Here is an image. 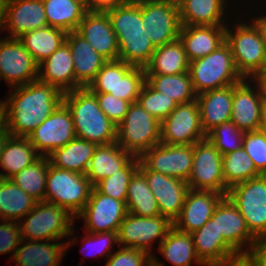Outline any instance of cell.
<instances>
[{
    "label": "cell",
    "mask_w": 266,
    "mask_h": 266,
    "mask_svg": "<svg viewBox=\"0 0 266 266\" xmlns=\"http://www.w3.org/2000/svg\"><path fill=\"white\" fill-rule=\"evenodd\" d=\"M10 90L4 102L12 136L28 137L63 102L64 93L39 79Z\"/></svg>",
    "instance_id": "1"
},
{
    "label": "cell",
    "mask_w": 266,
    "mask_h": 266,
    "mask_svg": "<svg viewBox=\"0 0 266 266\" xmlns=\"http://www.w3.org/2000/svg\"><path fill=\"white\" fill-rule=\"evenodd\" d=\"M63 102L71 111L76 138L97 145L116 142L117 126L102 112L96 95L88 87L64 93Z\"/></svg>",
    "instance_id": "2"
},
{
    "label": "cell",
    "mask_w": 266,
    "mask_h": 266,
    "mask_svg": "<svg viewBox=\"0 0 266 266\" xmlns=\"http://www.w3.org/2000/svg\"><path fill=\"white\" fill-rule=\"evenodd\" d=\"M188 72L196 95L234 85L243 80L226 42L207 56L191 61Z\"/></svg>",
    "instance_id": "3"
},
{
    "label": "cell",
    "mask_w": 266,
    "mask_h": 266,
    "mask_svg": "<svg viewBox=\"0 0 266 266\" xmlns=\"http://www.w3.org/2000/svg\"><path fill=\"white\" fill-rule=\"evenodd\" d=\"M75 218L68 210L54 203L36 202L34 208L19 221L22 239L63 241L62 238L74 234Z\"/></svg>",
    "instance_id": "4"
},
{
    "label": "cell",
    "mask_w": 266,
    "mask_h": 266,
    "mask_svg": "<svg viewBox=\"0 0 266 266\" xmlns=\"http://www.w3.org/2000/svg\"><path fill=\"white\" fill-rule=\"evenodd\" d=\"M239 21L232 27L235 30L226 25L225 42L231 49L235 67L241 77L254 79L266 68V52L256 27L251 22L246 24Z\"/></svg>",
    "instance_id": "5"
},
{
    "label": "cell",
    "mask_w": 266,
    "mask_h": 266,
    "mask_svg": "<svg viewBox=\"0 0 266 266\" xmlns=\"http://www.w3.org/2000/svg\"><path fill=\"white\" fill-rule=\"evenodd\" d=\"M116 143L133 156L161 143V122L144 110L138 102L130 104L125 118L117 126Z\"/></svg>",
    "instance_id": "6"
},
{
    "label": "cell",
    "mask_w": 266,
    "mask_h": 266,
    "mask_svg": "<svg viewBox=\"0 0 266 266\" xmlns=\"http://www.w3.org/2000/svg\"><path fill=\"white\" fill-rule=\"evenodd\" d=\"M93 187L84 174L59 169L50 164L45 201L65 208L76 217L87 204Z\"/></svg>",
    "instance_id": "7"
},
{
    "label": "cell",
    "mask_w": 266,
    "mask_h": 266,
    "mask_svg": "<svg viewBox=\"0 0 266 266\" xmlns=\"http://www.w3.org/2000/svg\"><path fill=\"white\" fill-rule=\"evenodd\" d=\"M240 211L249 231L266 240V175L233 185L226 195Z\"/></svg>",
    "instance_id": "8"
},
{
    "label": "cell",
    "mask_w": 266,
    "mask_h": 266,
    "mask_svg": "<svg viewBox=\"0 0 266 266\" xmlns=\"http://www.w3.org/2000/svg\"><path fill=\"white\" fill-rule=\"evenodd\" d=\"M141 19L155 48L178 39L181 23L177 2L141 0Z\"/></svg>",
    "instance_id": "9"
},
{
    "label": "cell",
    "mask_w": 266,
    "mask_h": 266,
    "mask_svg": "<svg viewBox=\"0 0 266 266\" xmlns=\"http://www.w3.org/2000/svg\"><path fill=\"white\" fill-rule=\"evenodd\" d=\"M172 226L173 223L162 215L140 217L127 213L117 232L118 244L124 248L144 251L153 257V242L160 239V244Z\"/></svg>",
    "instance_id": "10"
},
{
    "label": "cell",
    "mask_w": 266,
    "mask_h": 266,
    "mask_svg": "<svg viewBox=\"0 0 266 266\" xmlns=\"http://www.w3.org/2000/svg\"><path fill=\"white\" fill-rule=\"evenodd\" d=\"M189 189L211 190L227 195L222 154L206 138L193 144V163L187 181Z\"/></svg>",
    "instance_id": "11"
},
{
    "label": "cell",
    "mask_w": 266,
    "mask_h": 266,
    "mask_svg": "<svg viewBox=\"0 0 266 266\" xmlns=\"http://www.w3.org/2000/svg\"><path fill=\"white\" fill-rule=\"evenodd\" d=\"M206 139L200 123L197 100L178 104L161 122V143L168 145H193Z\"/></svg>",
    "instance_id": "12"
},
{
    "label": "cell",
    "mask_w": 266,
    "mask_h": 266,
    "mask_svg": "<svg viewBox=\"0 0 266 266\" xmlns=\"http://www.w3.org/2000/svg\"><path fill=\"white\" fill-rule=\"evenodd\" d=\"M28 138L41 156H49L54 150L62 148L76 138L71 111L62 102Z\"/></svg>",
    "instance_id": "13"
},
{
    "label": "cell",
    "mask_w": 266,
    "mask_h": 266,
    "mask_svg": "<svg viewBox=\"0 0 266 266\" xmlns=\"http://www.w3.org/2000/svg\"><path fill=\"white\" fill-rule=\"evenodd\" d=\"M1 78L10 88L38 79V64L18 38L0 40V81Z\"/></svg>",
    "instance_id": "14"
},
{
    "label": "cell",
    "mask_w": 266,
    "mask_h": 266,
    "mask_svg": "<svg viewBox=\"0 0 266 266\" xmlns=\"http://www.w3.org/2000/svg\"><path fill=\"white\" fill-rule=\"evenodd\" d=\"M127 213L124 201L106 196L93 187L87 204L76 218H83L87 233L118 232Z\"/></svg>",
    "instance_id": "15"
},
{
    "label": "cell",
    "mask_w": 266,
    "mask_h": 266,
    "mask_svg": "<svg viewBox=\"0 0 266 266\" xmlns=\"http://www.w3.org/2000/svg\"><path fill=\"white\" fill-rule=\"evenodd\" d=\"M139 158L149 170L187 182L192 170L193 145L159 143Z\"/></svg>",
    "instance_id": "16"
},
{
    "label": "cell",
    "mask_w": 266,
    "mask_h": 266,
    "mask_svg": "<svg viewBox=\"0 0 266 266\" xmlns=\"http://www.w3.org/2000/svg\"><path fill=\"white\" fill-rule=\"evenodd\" d=\"M139 171L145 176L157 201L160 215L172 223L179 216L189 190L187 182L149 170L141 161Z\"/></svg>",
    "instance_id": "17"
},
{
    "label": "cell",
    "mask_w": 266,
    "mask_h": 266,
    "mask_svg": "<svg viewBox=\"0 0 266 266\" xmlns=\"http://www.w3.org/2000/svg\"><path fill=\"white\" fill-rule=\"evenodd\" d=\"M211 219L216 220L219 235L239 254H249L258 244L259 240L249 231L240 211L227 196L219 202Z\"/></svg>",
    "instance_id": "18"
},
{
    "label": "cell",
    "mask_w": 266,
    "mask_h": 266,
    "mask_svg": "<svg viewBox=\"0 0 266 266\" xmlns=\"http://www.w3.org/2000/svg\"><path fill=\"white\" fill-rule=\"evenodd\" d=\"M255 84L253 79H243L233 85L231 121L244 132L257 131L265 103L259 85Z\"/></svg>",
    "instance_id": "19"
},
{
    "label": "cell",
    "mask_w": 266,
    "mask_h": 266,
    "mask_svg": "<svg viewBox=\"0 0 266 266\" xmlns=\"http://www.w3.org/2000/svg\"><path fill=\"white\" fill-rule=\"evenodd\" d=\"M4 31L8 38H19L48 26L42 0H4Z\"/></svg>",
    "instance_id": "20"
},
{
    "label": "cell",
    "mask_w": 266,
    "mask_h": 266,
    "mask_svg": "<svg viewBox=\"0 0 266 266\" xmlns=\"http://www.w3.org/2000/svg\"><path fill=\"white\" fill-rule=\"evenodd\" d=\"M224 194L211 190L189 189L179 216L173 226L186 233L200 229L213 215Z\"/></svg>",
    "instance_id": "21"
},
{
    "label": "cell",
    "mask_w": 266,
    "mask_h": 266,
    "mask_svg": "<svg viewBox=\"0 0 266 266\" xmlns=\"http://www.w3.org/2000/svg\"><path fill=\"white\" fill-rule=\"evenodd\" d=\"M76 31L107 61L118 60L117 37L106 12L87 11Z\"/></svg>",
    "instance_id": "22"
},
{
    "label": "cell",
    "mask_w": 266,
    "mask_h": 266,
    "mask_svg": "<svg viewBox=\"0 0 266 266\" xmlns=\"http://www.w3.org/2000/svg\"><path fill=\"white\" fill-rule=\"evenodd\" d=\"M71 240L59 243V240L26 241L22 239L11 259L16 261L17 266H60L68 247H71L74 242L77 243L76 236Z\"/></svg>",
    "instance_id": "23"
},
{
    "label": "cell",
    "mask_w": 266,
    "mask_h": 266,
    "mask_svg": "<svg viewBox=\"0 0 266 266\" xmlns=\"http://www.w3.org/2000/svg\"><path fill=\"white\" fill-rule=\"evenodd\" d=\"M73 56L65 42L38 65V79L58 88L62 93L82 86L76 81Z\"/></svg>",
    "instance_id": "24"
},
{
    "label": "cell",
    "mask_w": 266,
    "mask_h": 266,
    "mask_svg": "<svg viewBox=\"0 0 266 266\" xmlns=\"http://www.w3.org/2000/svg\"><path fill=\"white\" fill-rule=\"evenodd\" d=\"M195 251L205 266H212L240 255L216 229V220L211 218L198 230L191 233Z\"/></svg>",
    "instance_id": "25"
},
{
    "label": "cell",
    "mask_w": 266,
    "mask_h": 266,
    "mask_svg": "<svg viewBox=\"0 0 266 266\" xmlns=\"http://www.w3.org/2000/svg\"><path fill=\"white\" fill-rule=\"evenodd\" d=\"M226 25L183 26L178 39L183 45L189 62L205 57L225 42Z\"/></svg>",
    "instance_id": "26"
},
{
    "label": "cell",
    "mask_w": 266,
    "mask_h": 266,
    "mask_svg": "<svg viewBox=\"0 0 266 266\" xmlns=\"http://www.w3.org/2000/svg\"><path fill=\"white\" fill-rule=\"evenodd\" d=\"M196 100L205 134L215 126L231 121L233 85L203 92L196 96Z\"/></svg>",
    "instance_id": "27"
},
{
    "label": "cell",
    "mask_w": 266,
    "mask_h": 266,
    "mask_svg": "<svg viewBox=\"0 0 266 266\" xmlns=\"http://www.w3.org/2000/svg\"><path fill=\"white\" fill-rule=\"evenodd\" d=\"M66 43L73 56L76 81L82 87H88L107 60L76 30L67 34Z\"/></svg>",
    "instance_id": "28"
},
{
    "label": "cell",
    "mask_w": 266,
    "mask_h": 266,
    "mask_svg": "<svg viewBox=\"0 0 266 266\" xmlns=\"http://www.w3.org/2000/svg\"><path fill=\"white\" fill-rule=\"evenodd\" d=\"M227 1L229 0H179L180 23L183 26L227 25L224 23Z\"/></svg>",
    "instance_id": "29"
},
{
    "label": "cell",
    "mask_w": 266,
    "mask_h": 266,
    "mask_svg": "<svg viewBox=\"0 0 266 266\" xmlns=\"http://www.w3.org/2000/svg\"><path fill=\"white\" fill-rule=\"evenodd\" d=\"M132 157L130 152L123 150L116 142L98 145L85 176L95 186L102 179L117 173Z\"/></svg>",
    "instance_id": "30"
},
{
    "label": "cell",
    "mask_w": 266,
    "mask_h": 266,
    "mask_svg": "<svg viewBox=\"0 0 266 266\" xmlns=\"http://www.w3.org/2000/svg\"><path fill=\"white\" fill-rule=\"evenodd\" d=\"M41 155L30 143L28 137L9 135L0 157V178L10 179L22 169L36 162Z\"/></svg>",
    "instance_id": "31"
},
{
    "label": "cell",
    "mask_w": 266,
    "mask_h": 266,
    "mask_svg": "<svg viewBox=\"0 0 266 266\" xmlns=\"http://www.w3.org/2000/svg\"><path fill=\"white\" fill-rule=\"evenodd\" d=\"M97 146L96 143L75 138L47 157L50 164L56 168L85 175Z\"/></svg>",
    "instance_id": "32"
},
{
    "label": "cell",
    "mask_w": 266,
    "mask_h": 266,
    "mask_svg": "<svg viewBox=\"0 0 266 266\" xmlns=\"http://www.w3.org/2000/svg\"><path fill=\"white\" fill-rule=\"evenodd\" d=\"M189 60L179 39L155 48L145 75H175L189 71Z\"/></svg>",
    "instance_id": "33"
},
{
    "label": "cell",
    "mask_w": 266,
    "mask_h": 266,
    "mask_svg": "<svg viewBox=\"0 0 266 266\" xmlns=\"http://www.w3.org/2000/svg\"><path fill=\"white\" fill-rule=\"evenodd\" d=\"M158 250L174 266H191L194 262L205 266L196 254L191 234L182 232L174 226L169 229L165 239L158 244Z\"/></svg>",
    "instance_id": "34"
},
{
    "label": "cell",
    "mask_w": 266,
    "mask_h": 266,
    "mask_svg": "<svg viewBox=\"0 0 266 266\" xmlns=\"http://www.w3.org/2000/svg\"><path fill=\"white\" fill-rule=\"evenodd\" d=\"M67 32L46 26L23 34L18 39L39 65L65 42Z\"/></svg>",
    "instance_id": "35"
},
{
    "label": "cell",
    "mask_w": 266,
    "mask_h": 266,
    "mask_svg": "<svg viewBox=\"0 0 266 266\" xmlns=\"http://www.w3.org/2000/svg\"><path fill=\"white\" fill-rule=\"evenodd\" d=\"M36 202L11 179L0 178V220L21 221Z\"/></svg>",
    "instance_id": "36"
},
{
    "label": "cell",
    "mask_w": 266,
    "mask_h": 266,
    "mask_svg": "<svg viewBox=\"0 0 266 266\" xmlns=\"http://www.w3.org/2000/svg\"><path fill=\"white\" fill-rule=\"evenodd\" d=\"M48 26L69 33L78 29L87 10L73 0H42Z\"/></svg>",
    "instance_id": "37"
},
{
    "label": "cell",
    "mask_w": 266,
    "mask_h": 266,
    "mask_svg": "<svg viewBox=\"0 0 266 266\" xmlns=\"http://www.w3.org/2000/svg\"><path fill=\"white\" fill-rule=\"evenodd\" d=\"M128 213L140 217L160 215L157 201L148 186L145 176L138 170L130 180L126 196Z\"/></svg>",
    "instance_id": "38"
},
{
    "label": "cell",
    "mask_w": 266,
    "mask_h": 266,
    "mask_svg": "<svg viewBox=\"0 0 266 266\" xmlns=\"http://www.w3.org/2000/svg\"><path fill=\"white\" fill-rule=\"evenodd\" d=\"M145 81L177 104H184L196 99L189 72L175 75H145Z\"/></svg>",
    "instance_id": "39"
},
{
    "label": "cell",
    "mask_w": 266,
    "mask_h": 266,
    "mask_svg": "<svg viewBox=\"0 0 266 266\" xmlns=\"http://www.w3.org/2000/svg\"><path fill=\"white\" fill-rule=\"evenodd\" d=\"M118 59L133 66L143 67L150 62L155 51L147 31L146 33L116 34Z\"/></svg>",
    "instance_id": "40"
},
{
    "label": "cell",
    "mask_w": 266,
    "mask_h": 266,
    "mask_svg": "<svg viewBox=\"0 0 266 266\" xmlns=\"http://www.w3.org/2000/svg\"><path fill=\"white\" fill-rule=\"evenodd\" d=\"M49 165L48 157L41 156L36 162L22 169L10 179L37 202L45 201Z\"/></svg>",
    "instance_id": "41"
},
{
    "label": "cell",
    "mask_w": 266,
    "mask_h": 266,
    "mask_svg": "<svg viewBox=\"0 0 266 266\" xmlns=\"http://www.w3.org/2000/svg\"><path fill=\"white\" fill-rule=\"evenodd\" d=\"M222 167L224 183L228 188L262 175L243 147L222 155Z\"/></svg>",
    "instance_id": "42"
},
{
    "label": "cell",
    "mask_w": 266,
    "mask_h": 266,
    "mask_svg": "<svg viewBox=\"0 0 266 266\" xmlns=\"http://www.w3.org/2000/svg\"><path fill=\"white\" fill-rule=\"evenodd\" d=\"M105 12L115 34L146 33L141 19V0H127Z\"/></svg>",
    "instance_id": "43"
},
{
    "label": "cell",
    "mask_w": 266,
    "mask_h": 266,
    "mask_svg": "<svg viewBox=\"0 0 266 266\" xmlns=\"http://www.w3.org/2000/svg\"><path fill=\"white\" fill-rule=\"evenodd\" d=\"M145 83V69L117 60L116 98L130 103L137 102L141 88Z\"/></svg>",
    "instance_id": "44"
},
{
    "label": "cell",
    "mask_w": 266,
    "mask_h": 266,
    "mask_svg": "<svg viewBox=\"0 0 266 266\" xmlns=\"http://www.w3.org/2000/svg\"><path fill=\"white\" fill-rule=\"evenodd\" d=\"M139 166L140 158L133 156L117 173L102 179L94 187L106 196L126 202L128 185Z\"/></svg>",
    "instance_id": "45"
},
{
    "label": "cell",
    "mask_w": 266,
    "mask_h": 266,
    "mask_svg": "<svg viewBox=\"0 0 266 266\" xmlns=\"http://www.w3.org/2000/svg\"><path fill=\"white\" fill-rule=\"evenodd\" d=\"M245 132L238 129L232 121L215 126L206 134V138L222 154L239 150L242 147Z\"/></svg>",
    "instance_id": "46"
},
{
    "label": "cell",
    "mask_w": 266,
    "mask_h": 266,
    "mask_svg": "<svg viewBox=\"0 0 266 266\" xmlns=\"http://www.w3.org/2000/svg\"><path fill=\"white\" fill-rule=\"evenodd\" d=\"M137 102L153 117L162 122L178 105L176 101L154 90L146 81L141 88Z\"/></svg>",
    "instance_id": "47"
},
{
    "label": "cell",
    "mask_w": 266,
    "mask_h": 266,
    "mask_svg": "<svg viewBox=\"0 0 266 266\" xmlns=\"http://www.w3.org/2000/svg\"><path fill=\"white\" fill-rule=\"evenodd\" d=\"M242 147L254 162L256 169L266 175V137L258 131L245 132Z\"/></svg>",
    "instance_id": "48"
},
{
    "label": "cell",
    "mask_w": 266,
    "mask_h": 266,
    "mask_svg": "<svg viewBox=\"0 0 266 266\" xmlns=\"http://www.w3.org/2000/svg\"><path fill=\"white\" fill-rule=\"evenodd\" d=\"M86 235H84L85 238L84 241V246H86L87 248H83L81 251L84 253L85 251H83L84 249H90L89 252H85L86 253H90L91 251H93V253H90V257H96V256H101L102 257L105 256H110L113 252H112V247L114 246V244H118V236H117V232H102V233H85Z\"/></svg>",
    "instance_id": "49"
},
{
    "label": "cell",
    "mask_w": 266,
    "mask_h": 266,
    "mask_svg": "<svg viewBox=\"0 0 266 266\" xmlns=\"http://www.w3.org/2000/svg\"><path fill=\"white\" fill-rule=\"evenodd\" d=\"M117 60L107 61L88 88L93 93H110L116 96Z\"/></svg>",
    "instance_id": "50"
},
{
    "label": "cell",
    "mask_w": 266,
    "mask_h": 266,
    "mask_svg": "<svg viewBox=\"0 0 266 266\" xmlns=\"http://www.w3.org/2000/svg\"><path fill=\"white\" fill-rule=\"evenodd\" d=\"M102 112L116 125L125 118L130 102L116 98L110 93H94Z\"/></svg>",
    "instance_id": "51"
},
{
    "label": "cell",
    "mask_w": 266,
    "mask_h": 266,
    "mask_svg": "<svg viewBox=\"0 0 266 266\" xmlns=\"http://www.w3.org/2000/svg\"><path fill=\"white\" fill-rule=\"evenodd\" d=\"M106 260L105 266H148L152 257L141 250L121 247Z\"/></svg>",
    "instance_id": "52"
},
{
    "label": "cell",
    "mask_w": 266,
    "mask_h": 266,
    "mask_svg": "<svg viewBox=\"0 0 266 266\" xmlns=\"http://www.w3.org/2000/svg\"><path fill=\"white\" fill-rule=\"evenodd\" d=\"M0 255L16 251L22 240L19 221L0 220Z\"/></svg>",
    "instance_id": "53"
},
{
    "label": "cell",
    "mask_w": 266,
    "mask_h": 266,
    "mask_svg": "<svg viewBox=\"0 0 266 266\" xmlns=\"http://www.w3.org/2000/svg\"><path fill=\"white\" fill-rule=\"evenodd\" d=\"M255 266H266V240L259 241L258 244L249 252Z\"/></svg>",
    "instance_id": "54"
},
{
    "label": "cell",
    "mask_w": 266,
    "mask_h": 266,
    "mask_svg": "<svg viewBox=\"0 0 266 266\" xmlns=\"http://www.w3.org/2000/svg\"><path fill=\"white\" fill-rule=\"evenodd\" d=\"M212 266H255V263L249 254H240Z\"/></svg>",
    "instance_id": "55"
},
{
    "label": "cell",
    "mask_w": 266,
    "mask_h": 266,
    "mask_svg": "<svg viewBox=\"0 0 266 266\" xmlns=\"http://www.w3.org/2000/svg\"><path fill=\"white\" fill-rule=\"evenodd\" d=\"M126 1L127 0H90V11L105 12L106 10L119 6Z\"/></svg>",
    "instance_id": "56"
},
{
    "label": "cell",
    "mask_w": 266,
    "mask_h": 266,
    "mask_svg": "<svg viewBox=\"0 0 266 266\" xmlns=\"http://www.w3.org/2000/svg\"><path fill=\"white\" fill-rule=\"evenodd\" d=\"M250 22H252V24L256 27L257 31L259 32V35L261 37V41L264 45V49L266 52V15L260 16V17H252L251 20H249Z\"/></svg>",
    "instance_id": "57"
},
{
    "label": "cell",
    "mask_w": 266,
    "mask_h": 266,
    "mask_svg": "<svg viewBox=\"0 0 266 266\" xmlns=\"http://www.w3.org/2000/svg\"><path fill=\"white\" fill-rule=\"evenodd\" d=\"M7 130V109L4 100L0 101V134Z\"/></svg>",
    "instance_id": "58"
},
{
    "label": "cell",
    "mask_w": 266,
    "mask_h": 266,
    "mask_svg": "<svg viewBox=\"0 0 266 266\" xmlns=\"http://www.w3.org/2000/svg\"><path fill=\"white\" fill-rule=\"evenodd\" d=\"M253 80L259 85L266 102V68L262 70Z\"/></svg>",
    "instance_id": "59"
},
{
    "label": "cell",
    "mask_w": 266,
    "mask_h": 266,
    "mask_svg": "<svg viewBox=\"0 0 266 266\" xmlns=\"http://www.w3.org/2000/svg\"><path fill=\"white\" fill-rule=\"evenodd\" d=\"M257 131L266 137V102L264 103L261 111V117Z\"/></svg>",
    "instance_id": "60"
},
{
    "label": "cell",
    "mask_w": 266,
    "mask_h": 266,
    "mask_svg": "<svg viewBox=\"0 0 266 266\" xmlns=\"http://www.w3.org/2000/svg\"><path fill=\"white\" fill-rule=\"evenodd\" d=\"M9 135H10L9 132H3L0 134V157L3 152L6 139L8 138Z\"/></svg>",
    "instance_id": "61"
},
{
    "label": "cell",
    "mask_w": 266,
    "mask_h": 266,
    "mask_svg": "<svg viewBox=\"0 0 266 266\" xmlns=\"http://www.w3.org/2000/svg\"><path fill=\"white\" fill-rule=\"evenodd\" d=\"M4 30V9L3 2H0V32ZM2 38H0L1 40Z\"/></svg>",
    "instance_id": "62"
},
{
    "label": "cell",
    "mask_w": 266,
    "mask_h": 266,
    "mask_svg": "<svg viewBox=\"0 0 266 266\" xmlns=\"http://www.w3.org/2000/svg\"><path fill=\"white\" fill-rule=\"evenodd\" d=\"M82 5L87 11H90V0H73Z\"/></svg>",
    "instance_id": "63"
},
{
    "label": "cell",
    "mask_w": 266,
    "mask_h": 266,
    "mask_svg": "<svg viewBox=\"0 0 266 266\" xmlns=\"http://www.w3.org/2000/svg\"><path fill=\"white\" fill-rule=\"evenodd\" d=\"M159 258H156V256L152 257V262L148 266H164L161 261H158Z\"/></svg>",
    "instance_id": "64"
}]
</instances>
